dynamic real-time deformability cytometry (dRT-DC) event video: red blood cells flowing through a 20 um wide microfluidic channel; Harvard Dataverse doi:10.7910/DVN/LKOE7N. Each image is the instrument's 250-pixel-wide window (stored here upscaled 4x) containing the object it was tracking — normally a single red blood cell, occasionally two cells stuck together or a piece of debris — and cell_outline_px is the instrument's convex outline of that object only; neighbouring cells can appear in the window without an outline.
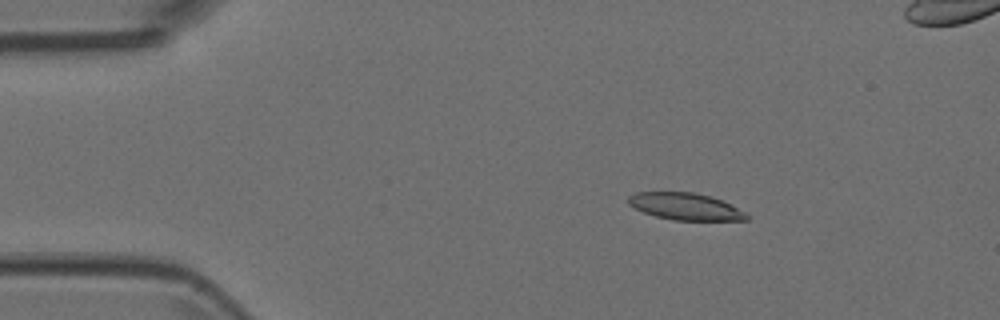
{"species": "Egyptian fruit bat (a non-hibernating species)", "species_latin": "Rousettus aegyptiacus", "temperature_condition": "room temperature", "stored_images_in_passage": 5, "segment_of_instrument_passage": [1, 2], "camera_frame_rate_fps": 3000, "um_per_image_px": 0.085, "animal": {"sex": "female"}, "frame": {"image": 1, "passage_image": 2, "time_ms": 0.333, "image_size_px": [1000, 320], "cell_outline_px": [[748, 220], [672, 220], [656, 216], [644, 212], [628, 204], [628, 196], [636, 192], [692, 192], [712, 196], [724, 200], [748, 212]], "centroid_in_image_um": [58.32, 17.54], "position_along_channel_um": 26.7, "area_um2": 18.79}}